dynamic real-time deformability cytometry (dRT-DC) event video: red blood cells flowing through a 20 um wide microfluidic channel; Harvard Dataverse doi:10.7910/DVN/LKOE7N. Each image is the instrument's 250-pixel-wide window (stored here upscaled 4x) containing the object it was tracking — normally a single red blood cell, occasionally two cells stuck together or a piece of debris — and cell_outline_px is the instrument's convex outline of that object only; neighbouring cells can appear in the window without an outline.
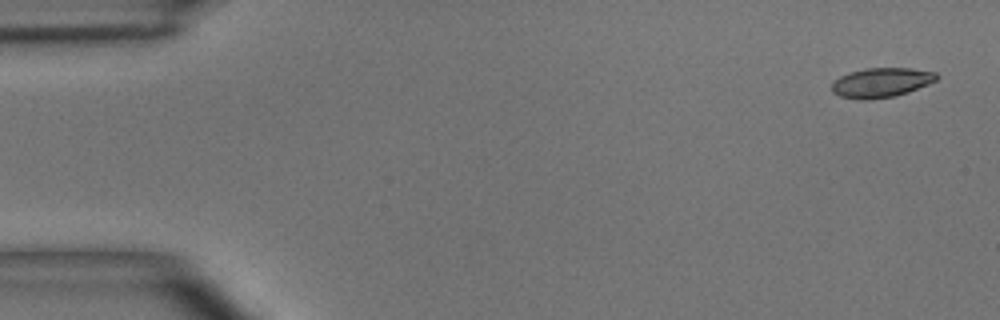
{"species": "common noctule bat (a hibernating species)", "species_latin": "Nyctalus noctula", "temperature_condition": "room temperature", "stored_images_in_passage": 4, "camera_frame_rate_fps": 3000, "um_per_image_px": 0.085, "animal": {"sex": "male", "body_mass_g": 15.6}, "frame": {"image": 1, "passage_image": 1, "time_ms": 0.0, "image_size_px": [1000, 320], "cell_outline_px": [[940, 76], [936, 80], [928, 84], [908, 92], [896, 96], [864, 100], [860, 100], [840, 96], [832, 92], [832, 84], [840, 76], [848, 72], [864, 68], [912, 68], [936, 72]], "centroid_in_image_um": [74.91, 7.01], "position_along_channel_um": 10.1, "area_um2": 18.15}}
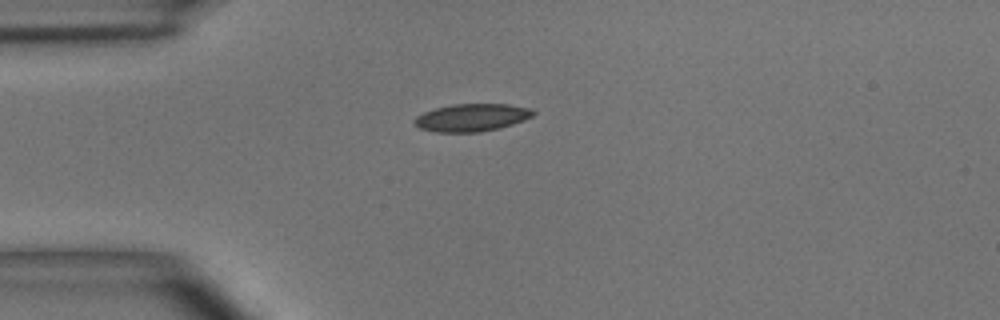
{"frame": {"image": 2, "passage_image": 4, "time_ms": 3.667, "image_size_px": [1000, 320], "cell_outline_px": [[536, 112], [532, 116], [524, 120], [500, 128], [480, 132], [436, 132], [420, 128], [412, 124], [412, 120], [416, 116], [424, 112], [436, 108], [452, 104], [508, 104], [532, 108]], "centroid_in_image_um": [40.09, 9.99], "position_along_channel_um": 44.9, "area_um2": 19.25}}